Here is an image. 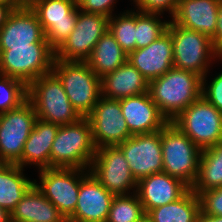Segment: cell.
<instances>
[{"label":"cell","mask_w":222,"mask_h":222,"mask_svg":"<svg viewBox=\"0 0 222 222\" xmlns=\"http://www.w3.org/2000/svg\"><path fill=\"white\" fill-rule=\"evenodd\" d=\"M148 92L161 114L171 122L202 96V77L172 67L163 76L149 82Z\"/></svg>","instance_id":"6da1fadb"},{"label":"cell","mask_w":222,"mask_h":222,"mask_svg":"<svg viewBox=\"0 0 222 222\" xmlns=\"http://www.w3.org/2000/svg\"><path fill=\"white\" fill-rule=\"evenodd\" d=\"M96 151L90 121L82 117L59 127L51 147L50 167L89 170Z\"/></svg>","instance_id":"7a4b0ae2"},{"label":"cell","mask_w":222,"mask_h":222,"mask_svg":"<svg viewBox=\"0 0 222 222\" xmlns=\"http://www.w3.org/2000/svg\"><path fill=\"white\" fill-rule=\"evenodd\" d=\"M167 30L172 38L173 67L191 71L203 78L210 72V67L215 61H222L221 54L213 46L210 37L195 30L183 28L172 20Z\"/></svg>","instance_id":"3957f363"},{"label":"cell","mask_w":222,"mask_h":222,"mask_svg":"<svg viewBox=\"0 0 222 222\" xmlns=\"http://www.w3.org/2000/svg\"><path fill=\"white\" fill-rule=\"evenodd\" d=\"M27 99L37 118L57 125L75 123L82 118L73 108L59 77L49 72L27 86Z\"/></svg>","instance_id":"277c9868"},{"label":"cell","mask_w":222,"mask_h":222,"mask_svg":"<svg viewBox=\"0 0 222 222\" xmlns=\"http://www.w3.org/2000/svg\"><path fill=\"white\" fill-rule=\"evenodd\" d=\"M52 71L61 80L73 108L88 117L101 96V78L86 62L55 59Z\"/></svg>","instance_id":"5b68a950"},{"label":"cell","mask_w":222,"mask_h":222,"mask_svg":"<svg viewBox=\"0 0 222 222\" xmlns=\"http://www.w3.org/2000/svg\"><path fill=\"white\" fill-rule=\"evenodd\" d=\"M161 148L163 172L191 188L198 176L202 150L171 122L161 129Z\"/></svg>","instance_id":"8992f818"},{"label":"cell","mask_w":222,"mask_h":222,"mask_svg":"<svg viewBox=\"0 0 222 222\" xmlns=\"http://www.w3.org/2000/svg\"><path fill=\"white\" fill-rule=\"evenodd\" d=\"M0 74L21 80L26 86L52 71L55 50L49 43L0 50Z\"/></svg>","instance_id":"52a82bcc"},{"label":"cell","mask_w":222,"mask_h":222,"mask_svg":"<svg viewBox=\"0 0 222 222\" xmlns=\"http://www.w3.org/2000/svg\"><path fill=\"white\" fill-rule=\"evenodd\" d=\"M201 150L222 141V113L203 96L171 121Z\"/></svg>","instance_id":"ba28073f"},{"label":"cell","mask_w":222,"mask_h":222,"mask_svg":"<svg viewBox=\"0 0 222 222\" xmlns=\"http://www.w3.org/2000/svg\"><path fill=\"white\" fill-rule=\"evenodd\" d=\"M37 115L26 99L17 108L0 113V161L15 164L23 153L24 144L33 130Z\"/></svg>","instance_id":"9c48e42d"},{"label":"cell","mask_w":222,"mask_h":222,"mask_svg":"<svg viewBox=\"0 0 222 222\" xmlns=\"http://www.w3.org/2000/svg\"><path fill=\"white\" fill-rule=\"evenodd\" d=\"M109 18L77 8L75 28L55 51V59L85 62L94 46L108 30Z\"/></svg>","instance_id":"30bf717a"},{"label":"cell","mask_w":222,"mask_h":222,"mask_svg":"<svg viewBox=\"0 0 222 222\" xmlns=\"http://www.w3.org/2000/svg\"><path fill=\"white\" fill-rule=\"evenodd\" d=\"M37 172L40 180L34 179V185L68 219L76 209L81 169L49 167Z\"/></svg>","instance_id":"8fae6325"},{"label":"cell","mask_w":222,"mask_h":222,"mask_svg":"<svg viewBox=\"0 0 222 222\" xmlns=\"http://www.w3.org/2000/svg\"><path fill=\"white\" fill-rule=\"evenodd\" d=\"M36 13L50 46L56 51L69 37L77 20V0H25Z\"/></svg>","instance_id":"7c38bea8"},{"label":"cell","mask_w":222,"mask_h":222,"mask_svg":"<svg viewBox=\"0 0 222 222\" xmlns=\"http://www.w3.org/2000/svg\"><path fill=\"white\" fill-rule=\"evenodd\" d=\"M89 171L114 195H128L137 190V181L117 145L98 148Z\"/></svg>","instance_id":"4fadbf2b"},{"label":"cell","mask_w":222,"mask_h":222,"mask_svg":"<svg viewBox=\"0 0 222 222\" xmlns=\"http://www.w3.org/2000/svg\"><path fill=\"white\" fill-rule=\"evenodd\" d=\"M117 146L124 154L137 182L151 174L163 172L161 130L154 133L132 135Z\"/></svg>","instance_id":"5bb4252c"},{"label":"cell","mask_w":222,"mask_h":222,"mask_svg":"<svg viewBox=\"0 0 222 222\" xmlns=\"http://www.w3.org/2000/svg\"><path fill=\"white\" fill-rule=\"evenodd\" d=\"M87 119L97 149L116 146L132 136L122 115L120 100L101 95Z\"/></svg>","instance_id":"9a60e30c"},{"label":"cell","mask_w":222,"mask_h":222,"mask_svg":"<svg viewBox=\"0 0 222 222\" xmlns=\"http://www.w3.org/2000/svg\"><path fill=\"white\" fill-rule=\"evenodd\" d=\"M114 194L103 187L89 170L81 169V183L70 222H106Z\"/></svg>","instance_id":"2e32d148"},{"label":"cell","mask_w":222,"mask_h":222,"mask_svg":"<svg viewBox=\"0 0 222 222\" xmlns=\"http://www.w3.org/2000/svg\"><path fill=\"white\" fill-rule=\"evenodd\" d=\"M48 43L36 13L24 1L10 14L0 29V50Z\"/></svg>","instance_id":"e0dca14e"},{"label":"cell","mask_w":222,"mask_h":222,"mask_svg":"<svg viewBox=\"0 0 222 222\" xmlns=\"http://www.w3.org/2000/svg\"><path fill=\"white\" fill-rule=\"evenodd\" d=\"M127 60L150 82L163 76L173 67V45L167 30L148 46L135 49Z\"/></svg>","instance_id":"ac0fdd59"},{"label":"cell","mask_w":222,"mask_h":222,"mask_svg":"<svg viewBox=\"0 0 222 222\" xmlns=\"http://www.w3.org/2000/svg\"><path fill=\"white\" fill-rule=\"evenodd\" d=\"M120 105L132 135L154 133L168 123L151 99L149 92L121 99Z\"/></svg>","instance_id":"d6986e66"},{"label":"cell","mask_w":222,"mask_h":222,"mask_svg":"<svg viewBox=\"0 0 222 222\" xmlns=\"http://www.w3.org/2000/svg\"><path fill=\"white\" fill-rule=\"evenodd\" d=\"M190 189L183 181L161 172L140 179L136 194L147 213L151 209L177 201Z\"/></svg>","instance_id":"ffe728a7"},{"label":"cell","mask_w":222,"mask_h":222,"mask_svg":"<svg viewBox=\"0 0 222 222\" xmlns=\"http://www.w3.org/2000/svg\"><path fill=\"white\" fill-rule=\"evenodd\" d=\"M220 0H179L175 24L200 32L211 39L215 36Z\"/></svg>","instance_id":"44dd1931"},{"label":"cell","mask_w":222,"mask_h":222,"mask_svg":"<svg viewBox=\"0 0 222 222\" xmlns=\"http://www.w3.org/2000/svg\"><path fill=\"white\" fill-rule=\"evenodd\" d=\"M59 127L60 125L37 118L24 144L21 158L15 164L23 169L34 165L37 171L49 168L51 147Z\"/></svg>","instance_id":"7402d4cb"},{"label":"cell","mask_w":222,"mask_h":222,"mask_svg":"<svg viewBox=\"0 0 222 222\" xmlns=\"http://www.w3.org/2000/svg\"><path fill=\"white\" fill-rule=\"evenodd\" d=\"M149 82L127 60L115 71L101 78V95L121 100L148 92Z\"/></svg>","instance_id":"603a6c76"},{"label":"cell","mask_w":222,"mask_h":222,"mask_svg":"<svg viewBox=\"0 0 222 222\" xmlns=\"http://www.w3.org/2000/svg\"><path fill=\"white\" fill-rule=\"evenodd\" d=\"M11 222H66L64 215L33 185L10 213Z\"/></svg>","instance_id":"cb8c5ba5"},{"label":"cell","mask_w":222,"mask_h":222,"mask_svg":"<svg viewBox=\"0 0 222 222\" xmlns=\"http://www.w3.org/2000/svg\"><path fill=\"white\" fill-rule=\"evenodd\" d=\"M21 166L11 163L0 165V206L11 213L26 192L34 185Z\"/></svg>","instance_id":"d4e9b609"},{"label":"cell","mask_w":222,"mask_h":222,"mask_svg":"<svg viewBox=\"0 0 222 222\" xmlns=\"http://www.w3.org/2000/svg\"><path fill=\"white\" fill-rule=\"evenodd\" d=\"M128 54L118 44L109 30L99 39L85 61L95 74L102 78L127 61Z\"/></svg>","instance_id":"484cf974"},{"label":"cell","mask_w":222,"mask_h":222,"mask_svg":"<svg viewBox=\"0 0 222 222\" xmlns=\"http://www.w3.org/2000/svg\"><path fill=\"white\" fill-rule=\"evenodd\" d=\"M200 210V198L190 189L177 201L151 209L146 215L152 222H197Z\"/></svg>","instance_id":"4316f807"},{"label":"cell","mask_w":222,"mask_h":222,"mask_svg":"<svg viewBox=\"0 0 222 222\" xmlns=\"http://www.w3.org/2000/svg\"><path fill=\"white\" fill-rule=\"evenodd\" d=\"M222 187V141L203 149L198 176L191 189L199 196L208 189Z\"/></svg>","instance_id":"83f0119b"},{"label":"cell","mask_w":222,"mask_h":222,"mask_svg":"<svg viewBox=\"0 0 222 222\" xmlns=\"http://www.w3.org/2000/svg\"><path fill=\"white\" fill-rule=\"evenodd\" d=\"M108 30L129 54L136 49V10L127 9L109 18Z\"/></svg>","instance_id":"f1b7e54d"},{"label":"cell","mask_w":222,"mask_h":222,"mask_svg":"<svg viewBox=\"0 0 222 222\" xmlns=\"http://www.w3.org/2000/svg\"><path fill=\"white\" fill-rule=\"evenodd\" d=\"M161 14L144 13L136 10V49L148 46L164 34L170 22Z\"/></svg>","instance_id":"f546056e"},{"label":"cell","mask_w":222,"mask_h":222,"mask_svg":"<svg viewBox=\"0 0 222 222\" xmlns=\"http://www.w3.org/2000/svg\"><path fill=\"white\" fill-rule=\"evenodd\" d=\"M145 215L144 207L136 192L115 195L106 222H138Z\"/></svg>","instance_id":"4dcf8cb0"},{"label":"cell","mask_w":222,"mask_h":222,"mask_svg":"<svg viewBox=\"0 0 222 222\" xmlns=\"http://www.w3.org/2000/svg\"><path fill=\"white\" fill-rule=\"evenodd\" d=\"M27 99V86L19 79L0 74V113L17 108Z\"/></svg>","instance_id":"1f68e13d"},{"label":"cell","mask_w":222,"mask_h":222,"mask_svg":"<svg viewBox=\"0 0 222 222\" xmlns=\"http://www.w3.org/2000/svg\"><path fill=\"white\" fill-rule=\"evenodd\" d=\"M137 11L164 15L167 12L172 19L175 15L179 0H132Z\"/></svg>","instance_id":"d6a6232c"},{"label":"cell","mask_w":222,"mask_h":222,"mask_svg":"<svg viewBox=\"0 0 222 222\" xmlns=\"http://www.w3.org/2000/svg\"><path fill=\"white\" fill-rule=\"evenodd\" d=\"M216 74L210 81L209 74L202 78V96L222 113V71Z\"/></svg>","instance_id":"836d02e7"},{"label":"cell","mask_w":222,"mask_h":222,"mask_svg":"<svg viewBox=\"0 0 222 222\" xmlns=\"http://www.w3.org/2000/svg\"><path fill=\"white\" fill-rule=\"evenodd\" d=\"M199 198L203 212L211 216H222V187L208 189Z\"/></svg>","instance_id":"e575fe53"},{"label":"cell","mask_w":222,"mask_h":222,"mask_svg":"<svg viewBox=\"0 0 222 222\" xmlns=\"http://www.w3.org/2000/svg\"><path fill=\"white\" fill-rule=\"evenodd\" d=\"M117 0H77L78 8L84 12L102 14L108 18L115 13Z\"/></svg>","instance_id":"d590c367"},{"label":"cell","mask_w":222,"mask_h":222,"mask_svg":"<svg viewBox=\"0 0 222 222\" xmlns=\"http://www.w3.org/2000/svg\"><path fill=\"white\" fill-rule=\"evenodd\" d=\"M212 43L215 49L222 55V0L219 3L217 26Z\"/></svg>","instance_id":"8d00e7d4"},{"label":"cell","mask_w":222,"mask_h":222,"mask_svg":"<svg viewBox=\"0 0 222 222\" xmlns=\"http://www.w3.org/2000/svg\"><path fill=\"white\" fill-rule=\"evenodd\" d=\"M21 4H1L0 3V29L5 24L9 14Z\"/></svg>","instance_id":"74e56055"},{"label":"cell","mask_w":222,"mask_h":222,"mask_svg":"<svg viewBox=\"0 0 222 222\" xmlns=\"http://www.w3.org/2000/svg\"><path fill=\"white\" fill-rule=\"evenodd\" d=\"M197 222H222V216H211L200 210Z\"/></svg>","instance_id":"f35d334b"},{"label":"cell","mask_w":222,"mask_h":222,"mask_svg":"<svg viewBox=\"0 0 222 222\" xmlns=\"http://www.w3.org/2000/svg\"><path fill=\"white\" fill-rule=\"evenodd\" d=\"M0 222H11L10 213L0 206Z\"/></svg>","instance_id":"ab89813d"},{"label":"cell","mask_w":222,"mask_h":222,"mask_svg":"<svg viewBox=\"0 0 222 222\" xmlns=\"http://www.w3.org/2000/svg\"><path fill=\"white\" fill-rule=\"evenodd\" d=\"M25 0H0L1 4H22Z\"/></svg>","instance_id":"60d3db41"},{"label":"cell","mask_w":222,"mask_h":222,"mask_svg":"<svg viewBox=\"0 0 222 222\" xmlns=\"http://www.w3.org/2000/svg\"><path fill=\"white\" fill-rule=\"evenodd\" d=\"M138 222H152L147 215H145L141 220H139Z\"/></svg>","instance_id":"b9f144b4"}]
</instances>
